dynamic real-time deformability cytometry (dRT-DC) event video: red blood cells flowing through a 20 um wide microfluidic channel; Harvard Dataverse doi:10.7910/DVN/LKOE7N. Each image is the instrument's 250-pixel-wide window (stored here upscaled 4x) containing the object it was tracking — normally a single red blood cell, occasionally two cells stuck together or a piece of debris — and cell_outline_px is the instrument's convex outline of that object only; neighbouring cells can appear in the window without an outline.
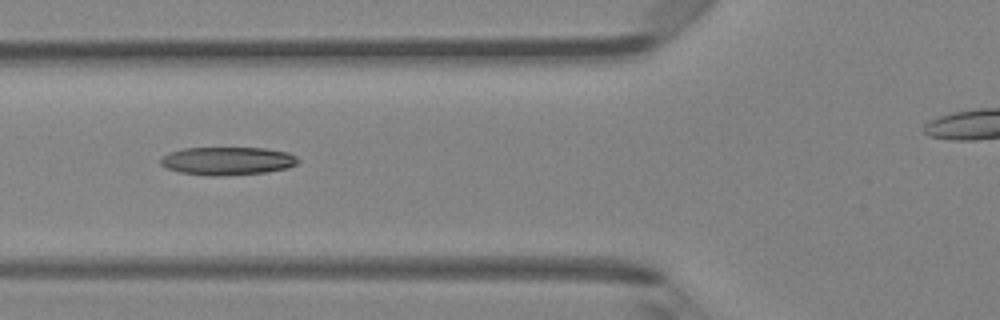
{"species": "Egyptian fruit bat (a non-hibernating species)", "species_latin": "Rousettus aegyptiacus", "temperature_condition": "room temperature", "stored_images_in_passage": 4, "camera_frame_rate_fps": 3000, "um_per_image_px": 0.085, "animal": {"sex": "female"}, "frame": {"image": 1, "passage_image": 4, "time_ms": 1.0, "image_size_px": [1000, 320], "cell_outline_px": [[300, 160], [296, 164], [288, 168], [264, 172], [220, 176], [212, 176], [180, 172], [168, 168], [160, 164], [160, 156], [184, 148], [264, 148], [288, 152], [296, 156]], "centroid_in_image_um": [19.34, 13.67], "position_along_channel_um": 106.5, "area_um2": 22.43}}